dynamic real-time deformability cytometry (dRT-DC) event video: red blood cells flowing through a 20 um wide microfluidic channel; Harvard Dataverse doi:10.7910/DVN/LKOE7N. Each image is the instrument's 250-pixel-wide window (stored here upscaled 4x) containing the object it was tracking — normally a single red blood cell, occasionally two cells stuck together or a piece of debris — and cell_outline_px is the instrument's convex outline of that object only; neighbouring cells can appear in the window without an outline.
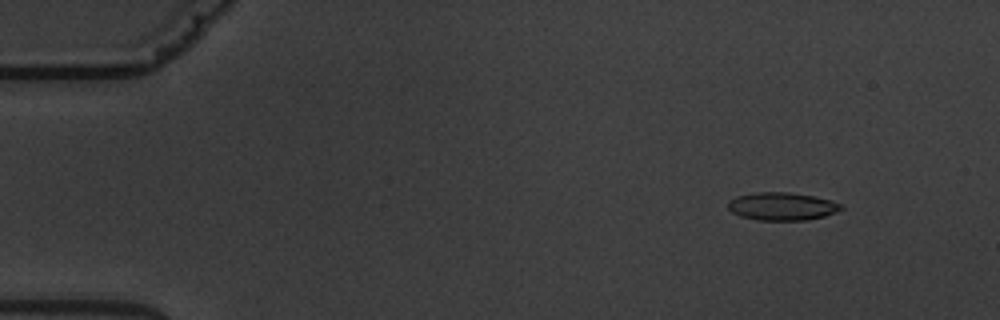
{"species": "common noctule bat (a hibernating species)", "species_latin": "Nyctalus noctula", "temperature_condition": "warm", "stored_images_in_passage": 5, "camera_frame_rate_fps": 3000, "um_per_image_px": 0.085, "animal": {"sex": "male", "body_mass_g": 19.5, "forearm_length_mm": 54.6}, "frame": {"image": 1, "passage_image": 2, "time_ms": 1.333, "image_size_px": [1000, 320], "cell_outline_px": [[844, 208], [824, 216], [808, 220], [756, 220], [740, 216], [732, 212], [728, 208], [728, 200], [736, 196], [756, 192], [788, 192], [812, 196], [832, 200], [840, 204]], "centroid_in_image_um": [66.44, 17.54], "position_along_channel_um": 18.6, "area_um2": 18.38}}